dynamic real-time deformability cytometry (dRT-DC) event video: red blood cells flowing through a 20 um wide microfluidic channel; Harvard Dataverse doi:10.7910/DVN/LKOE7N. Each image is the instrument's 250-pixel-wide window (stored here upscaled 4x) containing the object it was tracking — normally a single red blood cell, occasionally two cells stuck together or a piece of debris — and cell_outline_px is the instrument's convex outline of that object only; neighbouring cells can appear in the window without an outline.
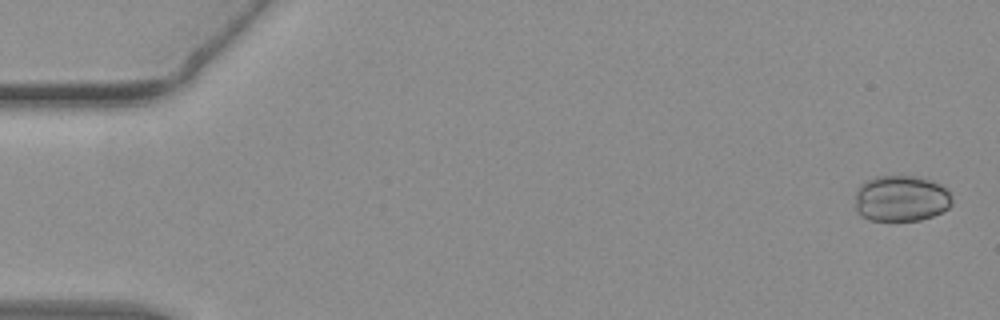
{"species": "common noctule bat (a hibernating species)", "species_latin": "Nyctalus noctula", "temperature_condition": "warm", "stored_images_in_passage": 54, "camera_frame_rate_fps": 3000, "um_per_image_px": 0.085, "animal": {"sex": "female", "body_mass_g": 19.3, "forearm_length_mm": 54.1}, "frame": {"image": 1, "passage_image": 2, "time_ms": 0.333, "image_size_px": [1000, 320], "cell_outline_px": [[952, 204], [948, 208], [932, 216], [920, 220], [872, 220], [860, 216], [856, 212], [856, 188], [860, 184], [876, 176], [916, 176], [932, 180], [940, 184], [948, 192], [952, 200]], "centroid_in_image_um": [76.57, 16.86], "position_along_channel_um": 8.4, "area_um2": 26.07}}
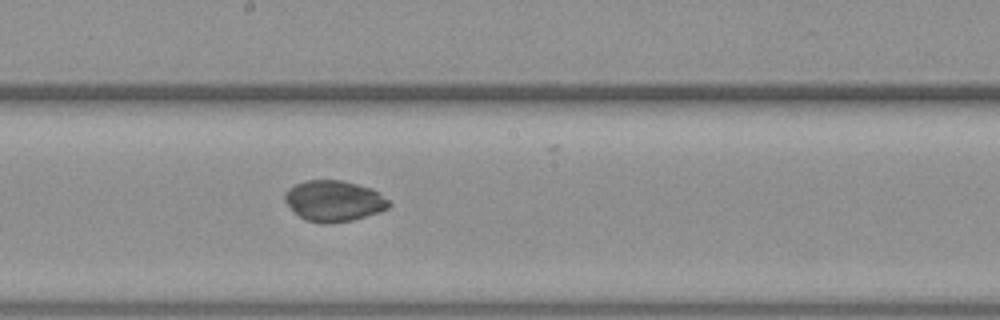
{"frame": {"image": 2, "passage_image": 30, "time_ms": 9.667, "image_size_px": [1000, 320], "cell_outline_px": [[392, 204], [388, 208], [352, 220], [304, 220], [284, 200], [284, 196], [288, 188], [304, 180], [344, 180], [372, 188], [380, 192]], "centroid_in_image_um": [28.41, 17.01], "position_along_channel_um": 219.8, "area_um2": 24.04}}
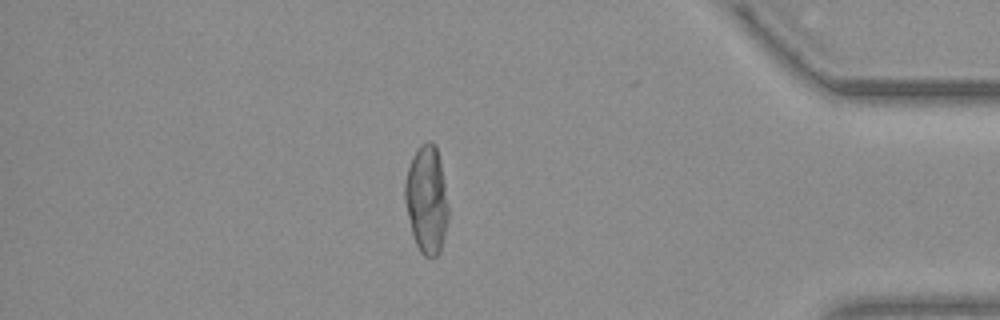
{"frame": {"image": 3, "passage_image": 47, "time_ms": 15.333, "image_size_px": [1000, 320], "cell_outline_px": [[448, 220], [440, 252], [432, 260], [424, 256], [420, 252], [412, 236], [404, 200], [404, 184], [408, 168], [412, 156], [420, 144], [428, 140], [432, 140], [436, 144], [440, 160], [448, 208]], "centroid_in_image_um": [36.25, 16.98], "position_along_channel_um": 399.0, "area_um2": 27.57}}